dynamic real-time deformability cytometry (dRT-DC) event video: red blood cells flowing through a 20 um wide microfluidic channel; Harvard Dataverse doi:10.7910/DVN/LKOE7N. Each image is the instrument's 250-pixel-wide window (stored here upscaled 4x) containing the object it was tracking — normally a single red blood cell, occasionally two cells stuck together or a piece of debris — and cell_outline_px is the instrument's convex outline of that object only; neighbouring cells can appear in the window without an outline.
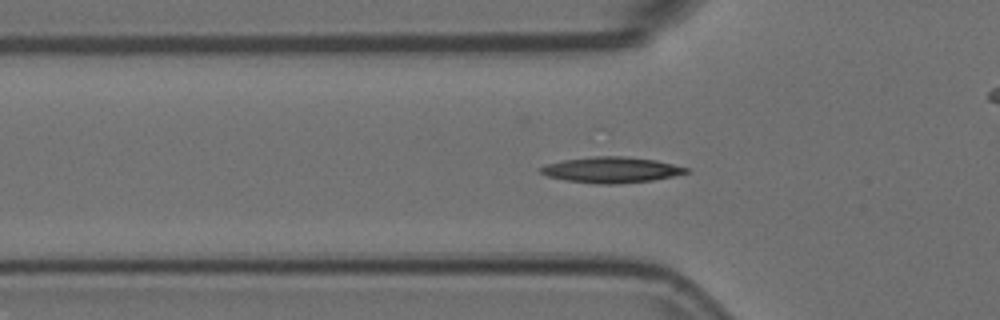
{"species": "Egyptian fruit bat (a non-hibernating species)", "species_latin": "Rousettus aegyptiacus", "temperature_condition": "room temperature", "stored_images_in_passage": 51, "camera_frame_rate_fps": 3000, "um_per_image_px": 0.085, "animal": {"sex": "female"}, "frame": {"image": 1, "passage_image": 13, "time_ms": 4.0, "image_size_px": [1000, 320], "cell_outline_px": [[688, 172], [672, 176], [652, 180], [616, 184], [596, 184], [564, 180], [548, 176], [540, 172], [540, 168], [548, 164], [564, 160], [592, 156], [624, 156], [656, 160], [688, 168]], "centroid_in_image_um": [51.95, 14.44], "position_along_channel_um": 73.9, "area_um2": 21.68}}
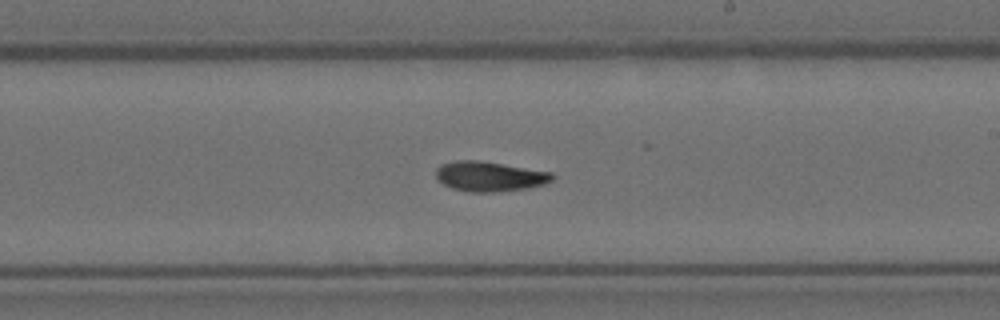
{"frame": {"image": 2, "passage_image": 27, "time_ms": 8.667, "image_size_px": [1000, 320], "cell_outline_px": [[556, 176], [552, 180], [544, 184], [528, 188], [492, 192], [468, 192], [452, 188], [436, 180], [436, 168], [440, 164], [456, 160], [480, 160], [552, 172]], "centroid_in_image_um": [41.6, 14.98], "position_along_channel_um": 247.4, "area_um2": 20.46}}
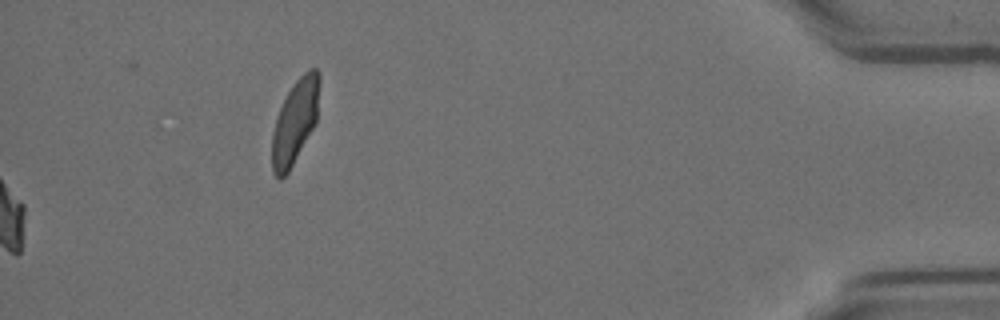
{"frame": {"image": 3, "passage_image": 51, "time_ms": 16.667, "image_size_px": [1000, 320], "cell_outline_px": [[320, 80], [316, 124], [288, 172], [280, 180], [272, 172], [272, 132], [276, 116], [288, 92], [296, 80], [308, 68], [316, 68], [320, 72]], "centroid_in_image_um": [25.08, 10.32], "position_along_channel_um": 410.1, "area_um2": 23.29}, "authors_computed_cell_mechanics": {"area_um2": 19.7098, "velocity_mm_per_s": 3.7078, "shape_relaxation_time_tau1_ms": null, "shape_relaxation_time_tau2_ms": 6.1529, "deformation_change_tau1": null, "deformation_change_tau2": 0.1211}}